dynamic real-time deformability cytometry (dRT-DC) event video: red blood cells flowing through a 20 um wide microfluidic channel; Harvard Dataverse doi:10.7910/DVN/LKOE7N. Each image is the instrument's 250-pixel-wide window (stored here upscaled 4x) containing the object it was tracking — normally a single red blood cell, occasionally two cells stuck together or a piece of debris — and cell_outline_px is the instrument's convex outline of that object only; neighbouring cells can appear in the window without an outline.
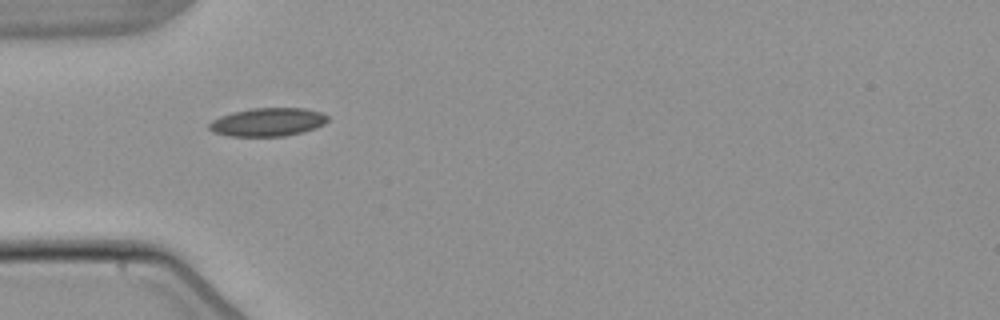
{"species": "common noctule bat (a hibernating species)", "species_latin": "Nyctalus noctula", "temperature_condition": "warm", "stored_images_in_passage": 1, "camera_frame_rate_fps": 3000, "um_per_image_px": 0.085, "animal": {"sex": "male", "body_mass_g": 21.5, "forearm_length_mm": 52.0}, "frame": {"image": 1, "passage_image": 1, "time_ms": 0.0, "image_size_px": [1000, 320], "cell_outline_px": [[328, 120], [324, 124], [316, 128], [304, 132], [284, 136], [228, 136], [212, 132], [208, 128], [208, 124], [212, 120], [220, 116], [232, 112], [252, 108], [304, 108], [320, 112], [328, 116]], "centroid_in_image_um": [22.74, 10.38], "position_along_channel_um": 62.3, "area_um2": 19.71}}